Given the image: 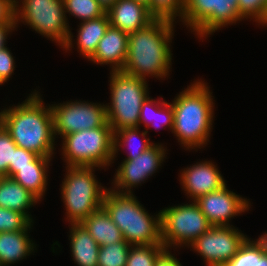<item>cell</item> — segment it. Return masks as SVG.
I'll return each mask as SVG.
<instances>
[{
  "label": "cell",
  "instance_id": "cell-1",
  "mask_svg": "<svg viewBox=\"0 0 267 266\" xmlns=\"http://www.w3.org/2000/svg\"><path fill=\"white\" fill-rule=\"evenodd\" d=\"M0 124L18 147L44 157L54 154L56 139L51 107L44 105L38 91L21 104L1 110Z\"/></svg>",
  "mask_w": 267,
  "mask_h": 266
},
{
  "label": "cell",
  "instance_id": "cell-2",
  "mask_svg": "<svg viewBox=\"0 0 267 266\" xmlns=\"http://www.w3.org/2000/svg\"><path fill=\"white\" fill-rule=\"evenodd\" d=\"M174 21L155 19L147 27L129 33L127 59L122 72L146 80L169 75Z\"/></svg>",
  "mask_w": 267,
  "mask_h": 266
},
{
  "label": "cell",
  "instance_id": "cell-3",
  "mask_svg": "<svg viewBox=\"0 0 267 266\" xmlns=\"http://www.w3.org/2000/svg\"><path fill=\"white\" fill-rule=\"evenodd\" d=\"M207 83L196 80L172 101V133L187 150L201 149L209 142L213 128L214 100Z\"/></svg>",
  "mask_w": 267,
  "mask_h": 266
},
{
  "label": "cell",
  "instance_id": "cell-4",
  "mask_svg": "<svg viewBox=\"0 0 267 266\" xmlns=\"http://www.w3.org/2000/svg\"><path fill=\"white\" fill-rule=\"evenodd\" d=\"M102 207L119 227L128 244H162L161 212L154 215L155 217L150 216L134 194H119L108 188Z\"/></svg>",
  "mask_w": 267,
  "mask_h": 266
},
{
  "label": "cell",
  "instance_id": "cell-5",
  "mask_svg": "<svg viewBox=\"0 0 267 266\" xmlns=\"http://www.w3.org/2000/svg\"><path fill=\"white\" fill-rule=\"evenodd\" d=\"M61 195L66 210V219L81 223L90 214L100 209L107 188L95 178L96 167L66 166Z\"/></svg>",
  "mask_w": 267,
  "mask_h": 266
},
{
  "label": "cell",
  "instance_id": "cell-6",
  "mask_svg": "<svg viewBox=\"0 0 267 266\" xmlns=\"http://www.w3.org/2000/svg\"><path fill=\"white\" fill-rule=\"evenodd\" d=\"M66 166L109 167L114 163V132L111 126L82 130L62 137Z\"/></svg>",
  "mask_w": 267,
  "mask_h": 266
},
{
  "label": "cell",
  "instance_id": "cell-7",
  "mask_svg": "<svg viewBox=\"0 0 267 266\" xmlns=\"http://www.w3.org/2000/svg\"><path fill=\"white\" fill-rule=\"evenodd\" d=\"M19 1L16 0L15 5L17 26L19 22H25L40 35L58 43L66 52L73 48L74 36L63 0H21L20 5Z\"/></svg>",
  "mask_w": 267,
  "mask_h": 266
},
{
  "label": "cell",
  "instance_id": "cell-8",
  "mask_svg": "<svg viewBox=\"0 0 267 266\" xmlns=\"http://www.w3.org/2000/svg\"><path fill=\"white\" fill-rule=\"evenodd\" d=\"M109 82L111 102L106 104V112L113 132L139 127L141 105L149 96L147 81L122 71H110Z\"/></svg>",
  "mask_w": 267,
  "mask_h": 266
},
{
  "label": "cell",
  "instance_id": "cell-9",
  "mask_svg": "<svg viewBox=\"0 0 267 266\" xmlns=\"http://www.w3.org/2000/svg\"><path fill=\"white\" fill-rule=\"evenodd\" d=\"M160 212L161 241L166 249L184 245L189 247L194 240L212 227L195 201L166 207Z\"/></svg>",
  "mask_w": 267,
  "mask_h": 266
},
{
  "label": "cell",
  "instance_id": "cell-10",
  "mask_svg": "<svg viewBox=\"0 0 267 266\" xmlns=\"http://www.w3.org/2000/svg\"><path fill=\"white\" fill-rule=\"evenodd\" d=\"M51 111L54 135L62 138L82 130L100 126H110L107 120L106 105L84 101H69L52 104Z\"/></svg>",
  "mask_w": 267,
  "mask_h": 266
},
{
  "label": "cell",
  "instance_id": "cell-11",
  "mask_svg": "<svg viewBox=\"0 0 267 266\" xmlns=\"http://www.w3.org/2000/svg\"><path fill=\"white\" fill-rule=\"evenodd\" d=\"M232 226H212L189 246L202 256L207 266H224L248 238Z\"/></svg>",
  "mask_w": 267,
  "mask_h": 266
},
{
  "label": "cell",
  "instance_id": "cell-12",
  "mask_svg": "<svg viewBox=\"0 0 267 266\" xmlns=\"http://www.w3.org/2000/svg\"><path fill=\"white\" fill-rule=\"evenodd\" d=\"M165 158L164 145L154 143L137 158L124 160L115 172L111 190L119 194H133L131 189L138 187L156 173Z\"/></svg>",
  "mask_w": 267,
  "mask_h": 266
},
{
  "label": "cell",
  "instance_id": "cell-13",
  "mask_svg": "<svg viewBox=\"0 0 267 266\" xmlns=\"http://www.w3.org/2000/svg\"><path fill=\"white\" fill-rule=\"evenodd\" d=\"M226 186L195 201L212 226H230L231 218L250 209L251 204L246 198L228 190Z\"/></svg>",
  "mask_w": 267,
  "mask_h": 266
},
{
  "label": "cell",
  "instance_id": "cell-14",
  "mask_svg": "<svg viewBox=\"0 0 267 266\" xmlns=\"http://www.w3.org/2000/svg\"><path fill=\"white\" fill-rule=\"evenodd\" d=\"M180 173L182 189L192 201L226 185L217 165L212 161L196 162L193 166L182 169Z\"/></svg>",
  "mask_w": 267,
  "mask_h": 266
},
{
  "label": "cell",
  "instance_id": "cell-15",
  "mask_svg": "<svg viewBox=\"0 0 267 266\" xmlns=\"http://www.w3.org/2000/svg\"><path fill=\"white\" fill-rule=\"evenodd\" d=\"M106 12L110 26L128 34L147 27L156 19L145 4L134 0H117Z\"/></svg>",
  "mask_w": 267,
  "mask_h": 266
},
{
  "label": "cell",
  "instance_id": "cell-16",
  "mask_svg": "<svg viewBox=\"0 0 267 266\" xmlns=\"http://www.w3.org/2000/svg\"><path fill=\"white\" fill-rule=\"evenodd\" d=\"M129 34L109 26L98 43L94 55L88 60L97 65H110L111 71H122L127 59Z\"/></svg>",
  "mask_w": 267,
  "mask_h": 266
},
{
  "label": "cell",
  "instance_id": "cell-17",
  "mask_svg": "<svg viewBox=\"0 0 267 266\" xmlns=\"http://www.w3.org/2000/svg\"><path fill=\"white\" fill-rule=\"evenodd\" d=\"M27 230L0 232V266L17 263L32 254L37 245L28 236Z\"/></svg>",
  "mask_w": 267,
  "mask_h": 266
},
{
  "label": "cell",
  "instance_id": "cell-18",
  "mask_svg": "<svg viewBox=\"0 0 267 266\" xmlns=\"http://www.w3.org/2000/svg\"><path fill=\"white\" fill-rule=\"evenodd\" d=\"M70 249L78 266H98L100 246L81 223H71Z\"/></svg>",
  "mask_w": 267,
  "mask_h": 266
},
{
  "label": "cell",
  "instance_id": "cell-19",
  "mask_svg": "<svg viewBox=\"0 0 267 266\" xmlns=\"http://www.w3.org/2000/svg\"><path fill=\"white\" fill-rule=\"evenodd\" d=\"M53 157L40 156L31 166L15 168V175L12 177L39 201L44 197L48 184V168Z\"/></svg>",
  "mask_w": 267,
  "mask_h": 266
},
{
  "label": "cell",
  "instance_id": "cell-20",
  "mask_svg": "<svg viewBox=\"0 0 267 266\" xmlns=\"http://www.w3.org/2000/svg\"><path fill=\"white\" fill-rule=\"evenodd\" d=\"M38 202L33 194L13 178L0 177V207L21 212L33 222L28 210Z\"/></svg>",
  "mask_w": 267,
  "mask_h": 266
},
{
  "label": "cell",
  "instance_id": "cell-21",
  "mask_svg": "<svg viewBox=\"0 0 267 266\" xmlns=\"http://www.w3.org/2000/svg\"><path fill=\"white\" fill-rule=\"evenodd\" d=\"M99 246L122 242L119 227L111 220L107 211L101 207L81 222Z\"/></svg>",
  "mask_w": 267,
  "mask_h": 266
},
{
  "label": "cell",
  "instance_id": "cell-22",
  "mask_svg": "<svg viewBox=\"0 0 267 266\" xmlns=\"http://www.w3.org/2000/svg\"><path fill=\"white\" fill-rule=\"evenodd\" d=\"M242 20L238 12V0H214L213 14L193 34L203 39Z\"/></svg>",
  "mask_w": 267,
  "mask_h": 266
},
{
  "label": "cell",
  "instance_id": "cell-23",
  "mask_svg": "<svg viewBox=\"0 0 267 266\" xmlns=\"http://www.w3.org/2000/svg\"><path fill=\"white\" fill-rule=\"evenodd\" d=\"M76 45L78 52L88 60L94 55L99 41L110 26L107 12L97 18L79 23Z\"/></svg>",
  "mask_w": 267,
  "mask_h": 266
},
{
  "label": "cell",
  "instance_id": "cell-24",
  "mask_svg": "<svg viewBox=\"0 0 267 266\" xmlns=\"http://www.w3.org/2000/svg\"><path fill=\"white\" fill-rule=\"evenodd\" d=\"M157 120L161 123H158ZM173 120L174 112L171 103L161 99H152L149 96L142 103L139 115V127L141 126V123H143L146 131L151 127H154L155 130L164 127L172 131Z\"/></svg>",
  "mask_w": 267,
  "mask_h": 266
},
{
  "label": "cell",
  "instance_id": "cell-25",
  "mask_svg": "<svg viewBox=\"0 0 267 266\" xmlns=\"http://www.w3.org/2000/svg\"><path fill=\"white\" fill-rule=\"evenodd\" d=\"M139 129V127H126L114 132L113 160H115L116 156H118L116 154H118L120 148L130 147L131 149H127H130L131 151L129 150L128 156L124 160H133L154 144L146 137L148 131L144 130L141 132ZM139 135H141L143 139H141L140 144L138 143L136 145L135 143H137V137H140ZM132 146L134 147L132 148Z\"/></svg>",
  "mask_w": 267,
  "mask_h": 266
},
{
  "label": "cell",
  "instance_id": "cell-26",
  "mask_svg": "<svg viewBox=\"0 0 267 266\" xmlns=\"http://www.w3.org/2000/svg\"><path fill=\"white\" fill-rule=\"evenodd\" d=\"M247 238L238 252L224 266H260V258L267 252V242L261 235L256 240Z\"/></svg>",
  "mask_w": 267,
  "mask_h": 266
},
{
  "label": "cell",
  "instance_id": "cell-27",
  "mask_svg": "<svg viewBox=\"0 0 267 266\" xmlns=\"http://www.w3.org/2000/svg\"><path fill=\"white\" fill-rule=\"evenodd\" d=\"M214 0H185L181 22L195 32L212 14Z\"/></svg>",
  "mask_w": 267,
  "mask_h": 266
},
{
  "label": "cell",
  "instance_id": "cell-28",
  "mask_svg": "<svg viewBox=\"0 0 267 266\" xmlns=\"http://www.w3.org/2000/svg\"><path fill=\"white\" fill-rule=\"evenodd\" d=\"M165 250L163 244L131 245L126 266H155L158 257Z\"/></svg>",
  "mask_w": 267,
  "mask_h": 266
},
{
  "label": "cell",
  "instance_id": "cell-29",
  "mask_svg": "<svg viewBox=\"0 0 267 266\" xmlns=\"http://www.w3.org/2000/svg\"><path fill=\"white\" fill-rule=\"evenodd\" d=\"M65 13L83 21L100 17L106 13L98 0H63Z\"/></svg>",
  "mask_w": 267,
  "mask_h": 266
},
{
  "label": "cell",
  "instance_id": "cell-30",
  "mask_svg": "<svg viewBox=\"0 0 267 266\" xmlns=\"http://www.w3.org/2000/svg\"><path fill=\"white\" fill-rule=\"evenodd\" d=\"M131 245L125 240L115 244L100 246L98 266H126Z\"/></svg>",
  "mask_w": 267,
  "mask_h": 266
},
{
  "label": "cell",
  "instance_id": "cell-31",
  "mask_svg": "<svg viewBox=\"0 0 267 266\" xmlns=\"http://www.w3.org/2000/svg\"><path fill=\"white\" fill-rule=\"evenodd\" d=\"M185 0H149L148 10L156 19H167L175 22L182 18Z\"/></svg>",
  "mask_w": 267,
  "mask_h": 266
},
{
  "label": "cell",
  "instance_id": "cell-32",
  "mask_svg": "<svg viewBox=\"0 0 267 266\" xmlns=\"http://www.w3.org/2000/svg\"><path fill=\"white\" fill-rule=\"evenodd\" d=\"M33 222L23 213L0 207V232L27 230Z\"/></svg>",
  "mask_w": 267,
  "mask_h": 266
},
{
  "label": "cell",
  "instance_id": "cell-33",
  "mask_svg": "<svg viewBox=\"0 0 267 266\" xmlns=\"http://www.w3.org/2000/svg\"><path fill=\"white\" fill-rule=\"evenodd\" d=\"M238 12L242 19H248L266 26L267 0H238Z\"/></svg>",
  "mask_w": 267,
  "mask_h": 266
},
{
  "label": "cell",
  "instance_id": "cell-34",
  "mask_svg": "<svg viewBox=\"0 0 267 266\" xmlns=\"http://www.w3.org/2000/svg\"><path fill=\"white\" fill-rule=\"evenodd\" d=\"M16 147L17 145L11 135L0 124V177H8V167L10 163H13Z\"/></svg>",
  "mask_w": 267,
  "mask_h": 266
},
{
  "label": "cell",
  "instance_id": "cell-35",
  "mask_svg": "<svg viewBox=\"0 0 267 266\" xmlns=\"http://www.w3.org/2000/svg\"><path fill=\"white\" fill-rule=\"evenodd\" d=\"M39 157L40 155L17 146L14 149L13 163H10L8 167V177L12 178L15 175V168L31 166V162L36 161Z\"/></svg>",
  "mask_w": 267,
  "mask_h": 266
},
{
  "label": "cell",
  "instance_id": "cell-36",
  "mask_svg": "<svg viewBox=\"0 0 267 266\" xmlns=\"http://www.w3.org/2000/svg\"><path fill=\"white\" fill-rule=\"evenodd\" d=\"M7 47L0 50V85L5 84L15 70V62L12 53Z\"/></svg>",
  "mask_w": 267,
  "mask_h": 266
},
{
  "label": "cell",
  "instance_id": "cell-37",
  "mask_svg": "<svg viewBox=\"0 0 267 266\" xmlns=\"http://www.w3.org/2000/svg\"><path fill=\"white\" fill-rule=\"evenodd\" d=\"M16 0H0V24L16 23Z\"/></svg>",
  "mask_w": 267,
  "mask_h": 266
},
{
  "label": "cell",
  "instance_id": "cell-38",
  "mask_svg": "<svg viewBox=\"0 0 267 266\" xmlns=\"http://www.w3.org/2000/svg\"><path fill=\"white\" fill-rule=\"evenodd\" d=\"M166 249L157 259L155 266H183L174 254Z\"/></svg>",
  "mask_w": 267,
  "mask_h": 266
},
{
  "label": "cell",
  "instance_id": "cell-39",
  "mask_svg": "<svg viewBox=\"0 0 267 266\" xmlns=\"http://www.w3.org/2000/svg\"><path fill=\"white\" fill-rule=\"evenodd\" d=\"M17 27V23L0 24V50L6 48V39Z\"/></svg>",
  "mask_w": 267,
  "mask_h": 266
},
{
  "label": "cell",
  "instance_id": "cell-40",
  "mask_svg": "<svg viewBox=\"0 0 267 266\" xmlns=\"http://www.w3.org/2000/svg\"><path fill=\"white\" fill-rule=\"evenodd\" d=\"M117 0H98L100 5L107 11Z\"/></svg>",
  "mask_w": 267,
  "mask_h": 266
},
{
  "label": "cell",
  "instance_id": "cell-41",
  "mask_svg": "<svg viewBox=\"0 0 267 266\" xmlns=\"http://www.w3.org/2000/svg\"><path fill=\"white\" fill-rule=\"evenodd\" d=\"M260 266H267V252L260 258Z\"/></svg>",
  "mask_w": 267,
  "mask_h": 266
},
{
  "label": "cell",
  "instance_id": "cell-42",
  "mask_svg": "<svg viewBox=\"0 0 267 266\" xmlns=\"http://www.w3.org/2000/svg\"><path fill=\"white\" fill-rule=\"evenodd\" d=\"M134 1H137V2L143 3V4H145L146 6H148V5H149V0H134Z\"/></svg>",
  "mask_w": 267,
  "mask_h": 266
},
{
  "label": "cell",
  "instance_id": "cell-43",
  "mask_svg": "<svg viewBox=\"0 0 267 266\" xmlns=\"http://www.w3.org/2000/svg\"><path fill=\"white\" fill-rule=\"evenodd\" d=\"M263 236V238L266 240V242H267V232L265 233L264 232V234L262 235Z\"/></svg>",
  "mask_w": 267,
  "mask_h": 266
}]
</instances>
